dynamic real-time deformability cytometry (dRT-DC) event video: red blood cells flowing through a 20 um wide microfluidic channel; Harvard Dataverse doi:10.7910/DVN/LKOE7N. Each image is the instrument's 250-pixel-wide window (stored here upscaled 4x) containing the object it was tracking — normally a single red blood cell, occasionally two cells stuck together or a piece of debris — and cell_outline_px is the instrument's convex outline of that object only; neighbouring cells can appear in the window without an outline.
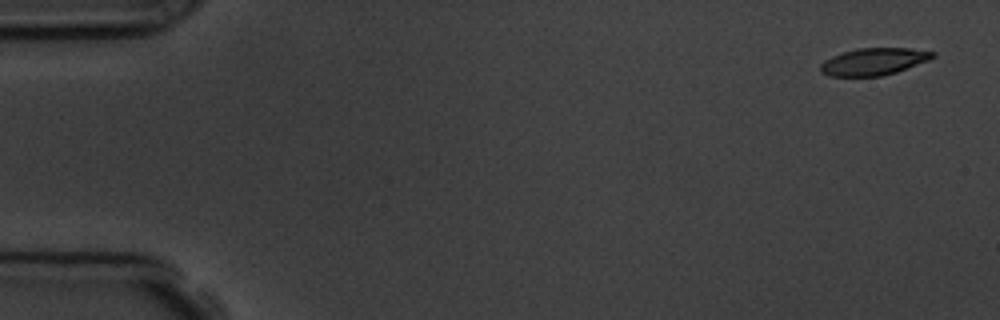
{"species": "common noctule bat (a hibernating species)", "species_latin": "Nyctalus noctula", "temperature_condition": "room temperature", "stored_images_in_passage": 4, "camera_frame_rate_fps": 3000, "um_per_image_px": 0.085, "animal": {"sex": "male", "body_mass_g": 19.5, "forearm_length_mm": 54.6}, "frame": {"image": 1, "passage_image": 1, "time_ms": 0.0, "image_size_px": [1000, 320], "cell_outline_px": [[936, 56], [928, 60], [896, 72], [880, 76], [828, 76], [820, 72], [820, 64], [824, 60], [832, 56], [856, 48], [912, 48], [936, 52]], "centroid_in_image_um": [74.26, 5.23], "position_along_channel_um": 10.7, "area_um2": 17.74}}